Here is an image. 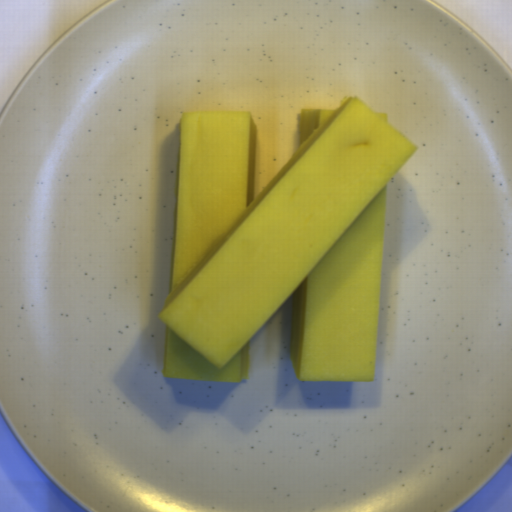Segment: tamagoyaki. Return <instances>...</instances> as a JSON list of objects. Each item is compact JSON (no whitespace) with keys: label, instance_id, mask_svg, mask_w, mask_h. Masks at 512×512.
Wrapping results in <instances>:
<instances>
[{"label":"tamagoyaki","instance_id":"tamagoyaki-1","mask_svg":"<svg viewBox=\"0 0 512 512\" xmlns=\"http://www.w3.org/2000/svg\"><path fill=\"white\" fill-rule=\"evenodd\" d=\"M250 110L180 116L165 378L249 382L250 341L295 292L300 382H373L388 184L416 151L357 95L300 109L299 145L255 196Z\"/></svg>","mask_w":512,"mask_h":512}]
</instances>
